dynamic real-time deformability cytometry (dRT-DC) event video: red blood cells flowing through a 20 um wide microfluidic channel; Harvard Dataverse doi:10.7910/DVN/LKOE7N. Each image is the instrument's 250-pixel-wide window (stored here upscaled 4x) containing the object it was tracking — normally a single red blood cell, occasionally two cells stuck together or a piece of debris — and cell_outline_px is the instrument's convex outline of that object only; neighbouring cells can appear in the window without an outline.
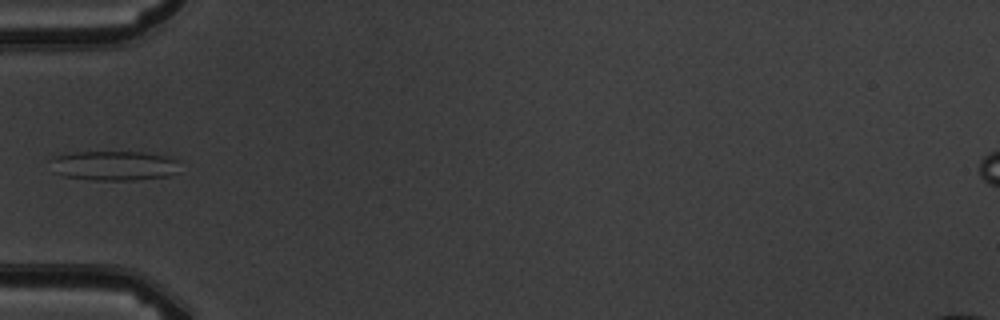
{"species": "common noctule bat (a hibernating species)", "species_latin": "Nyctalus noctula", "temperature_condition": "warm", "stored_images_in_passage": 6, "camera_frame_rate_fps": 3000, "um_per_image_px": 0.085, "animal": {"sex": "male", "body_mass_g": 19.5, "forearm_length_mm": 54.6}, "frame": {"image": 1, "passage_image": 6, "time_ms": 5.667, "image_size_px": [1000, 320], "cell_outline_px": [[176, 172], [168, 176], [136, 180], [96, 180], [64, 176], [52, 172], [48, 160], [56, 156], [76, 152], [140, 152], [164, 156], [176, 160]], "centroid_in_image_um": [9.59, 14.09], "position_along_channel_um": 75.4, "area_um2": 22.2}}